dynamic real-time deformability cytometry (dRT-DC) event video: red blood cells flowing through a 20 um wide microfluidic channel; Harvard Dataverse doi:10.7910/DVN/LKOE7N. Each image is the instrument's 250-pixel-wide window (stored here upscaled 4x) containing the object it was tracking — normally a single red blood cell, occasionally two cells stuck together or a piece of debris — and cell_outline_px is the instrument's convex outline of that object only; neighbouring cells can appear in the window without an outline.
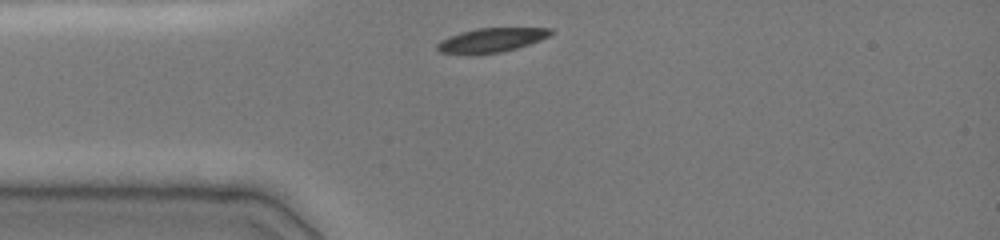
{"species": "common noctule bat (a hibernating species)", "species_latin": "Nyctalus noctula", "temperature_condition": "cold", "stored_images_in_passage": 18, "camera_frame_rate_fps": 3000, "um_per_image_px": 0.085, "animal": {"sex": "female", "body_mass_g": 19.0, "forearm_length_mm": 51.5}, "frame": {"image": 1, "passage_image": 1, "time_ms": 0.0, "image_size_px": [1000, 240], "cell_outline_px": [[552, 32], [548, 36], [540, 40], [516, 48], [500, 52], [440, 52], [436, 48], [436, 44], [440, 40], [460, 32], [476, 28], [552, 28]], "centroid_in_image_um": [41.78, 3.37], "position_along_channel_um": 43.2, "area_um2": 15.32}}
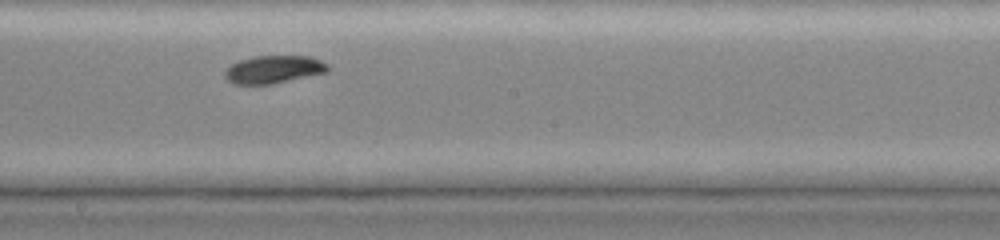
{"frame": {"image": 2, "passage_image": 12, "time_ms": 5.0, "image_size_px": [1000, 240], "cell_outline_px": [[328, 68], [324, 72], [272, 84], [236, 84], [228, 80], [224, 76], [224, 72], [232, 64], [240, 60], [256, 56], [308, 56], [320, 60], [328, 64]], "centroid_in_image_um": [23.23, 5.89], "position_along_channel_um": 225.0, "area_um2": 16.3}}
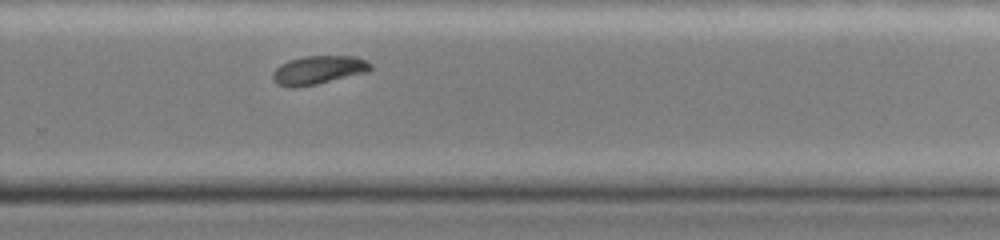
{"frame": {"image": 3, "passage_image": 18, "time_ms": 7.0, "image_size_px": [1000, 240], "cell_outline_px": [[372, 68], [368, 72], [316, 84], [292, 88], [276, 84], [272, 80], [272, 72], [280, 64], [288, 60], [304, 56], [356, 56], [372, 64]], "centroid_in_image_um": [27.03, 5.95], "position_along_channel_um": 302.8, "area_um2": 16.36}}